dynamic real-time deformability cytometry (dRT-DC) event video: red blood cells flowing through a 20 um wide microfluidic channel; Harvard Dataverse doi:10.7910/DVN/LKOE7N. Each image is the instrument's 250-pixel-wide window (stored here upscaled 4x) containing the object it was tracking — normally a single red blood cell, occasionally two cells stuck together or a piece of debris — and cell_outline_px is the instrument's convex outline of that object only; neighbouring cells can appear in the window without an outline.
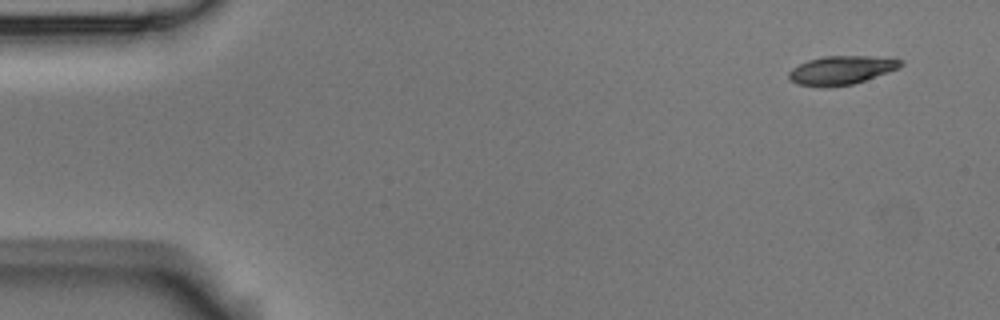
{"species": "Egyptian fruit bat (a non-hibernating species)", "species_latin": "Rousettus aegyptiacus", "temperature_condition": "room temperature", "stored_images_in_passage": 5, "camera_frame_rate_fps": 3000, "um_per_image_px": 0.085, "animal": {"sex": "male"}, "frame": {"image": 1, "passage_image": 1, "time_ms": 0.0, "image_size_px": [1000, 320], "cell_outline_px": [[904, 64], [900, 68], [852, 84], [820, 88], [796, 84], [788, 80], [788, 72], [792, 68], [808, 60], [824, 56], [868, 56], [904, 60]], "centroid_in_image_um": [71.47, 5.98], "position_along_channel_um": 13.5, "area_um2": 18.79}}
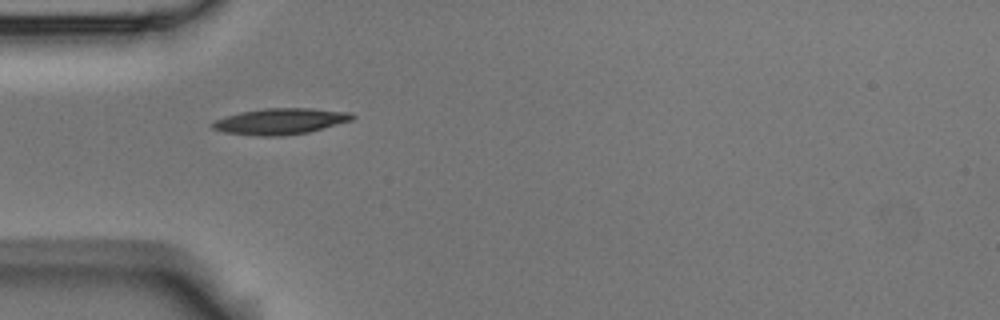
{"frame": {"image": 2, "passage_image": 4, "time_ms": 1.0, "image_size_px": [1000, 320], "cell_outline_px": [[356, 116], [352, 120], [308, 132], [280, 136], [260, 136], [224, 132], [212, 128], [208, 124], [212, 120], [224, 116], [240, 112], [264, 108], [312, 108], [352, 112]], "centroid_in_image_um": [23.79, 10.3], "position_along_channel_um": 61.2, "area_um2": 21.44}}
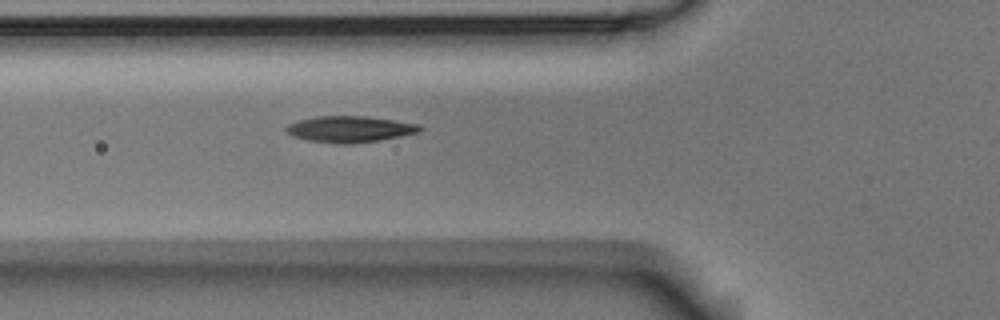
{"frame": {"image": 3, "passage_image": 5, "time_ms": 1.333, "image_size_px": [1000, 320], "cell_outline_px": [[424, 128], [420, 132], [380, 140], [352, 144], [336, 144], [308, 140], [292, 136], [284, 128], [288, 124], [300, 120], [316, 116], [368, 116], [420, 124]], "centroid_in_image_um": [29.76, 10.98], "position_along_channel_um": 96.0, "area_um2": 20.58}}